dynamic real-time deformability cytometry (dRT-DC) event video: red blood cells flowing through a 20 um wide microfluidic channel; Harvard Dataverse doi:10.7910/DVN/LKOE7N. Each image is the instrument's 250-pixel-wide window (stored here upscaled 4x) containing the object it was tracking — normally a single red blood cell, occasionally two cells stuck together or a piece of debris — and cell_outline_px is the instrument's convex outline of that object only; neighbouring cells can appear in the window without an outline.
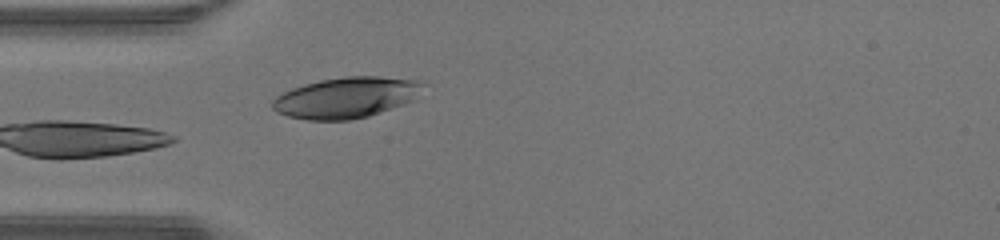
{"species": "human", "species_latin": "Homo sapiens", "temperature_condition": "warm", "stored_images_in_passage": 25, "camera_frame_rate_fps": 3000, "um_per_image_px": 0.085, "donor": {"sex": "male"}, "frame": {"image": 1, "passage_image": 1, "time_ms": 0.0, "image_size_px": [1000, 240], "cell_outline_px": [[424, 84], [416, 100], [368, 116], [352, 120], [308, 120], [288, 116], [276, 112], [272, 108], [272, 100], [276, 96], [292, 88], [304, 84], [320, 80], [344, 76], [380, 76], [416, 80]], "centroid_in_image_um": [29.42, 8.29], "position_along_channel_um": 55.6, "area_um2": 35.95}}
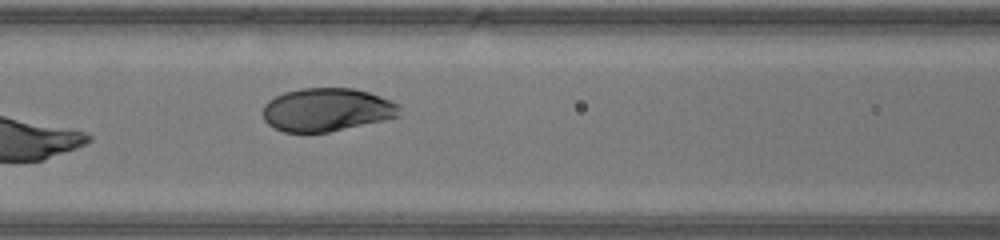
{"frame": {"image": 2, "passage_image": 7, "time_ms": 2.0, "image_size_px": [1000, 240], "cell_outline_px": [[400, 116], [384, 120], [328, 132], [284, 132], [268, 124], [264, 120], [264, 104], [268, 100], [284, 92], [300, 88], [352, 88], [368, 92], [380, 96], [400, 104]], "centroid_in_image_um": [27.79, 9.32], "position_along_channel_um": 138.8, "area_um2": 34.39}}
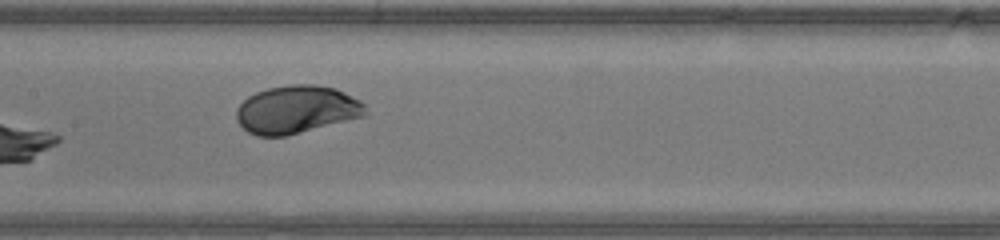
{"frame": {"image": 3, "passage_image": 10, "time_ms": 3.0, "image_size_px": [1000, 240], "cell_outline_px": [[368, 116], [284, 136], [256, 136], [248, 132], [236, 120], [236, 108], [248, 96], [256, 92], [268, 88], [292, 84], [316, 84], [336, 88], [360, 100], [364, 104], [368, 112]], "centroid_in_image_um": [25.24, 9.31], "position_along_channel_um": 182.2, "area_um2": 36.3}}